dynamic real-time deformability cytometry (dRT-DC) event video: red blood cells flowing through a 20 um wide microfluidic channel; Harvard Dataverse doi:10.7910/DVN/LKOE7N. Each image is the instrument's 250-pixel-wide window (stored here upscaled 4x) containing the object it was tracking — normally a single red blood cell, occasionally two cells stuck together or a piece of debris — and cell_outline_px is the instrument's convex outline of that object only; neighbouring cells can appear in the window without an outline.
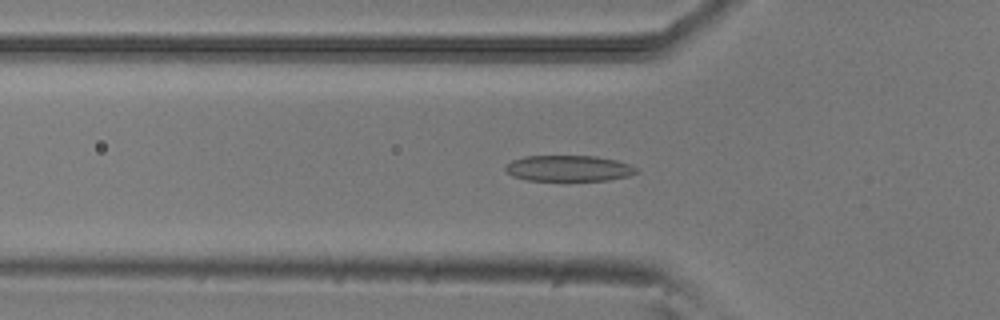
{"species": "common noctule bat (a hibernating species)", "species_latin": "Nyctalus noctula", "temperature_condition": "room temperature", "stored_images_in_passage": 52, "camera_frame_rate_fps": 3000, "um_per_image_px": 0.085, "animal": {"sex": "male", "body_mass_g": 20.5, "forearm_length_mm": 52.5}, "frame": {"image": 1, "passage_image": 17, "time_ms": 5.333, "image_size_px": [1000, 320], "cell_outline_px": [[640, 172], [628, 176], [608, 180], [528, 180], [512, 176], [504, 168], [512, 160], [524, 156], [596, 156], [616, 160], [628, 164], [636, 168]], "centroid_in_image_um": [48.35, 14.3], "position_along_channel_um": 77.5, "area_um2": 19.65}}
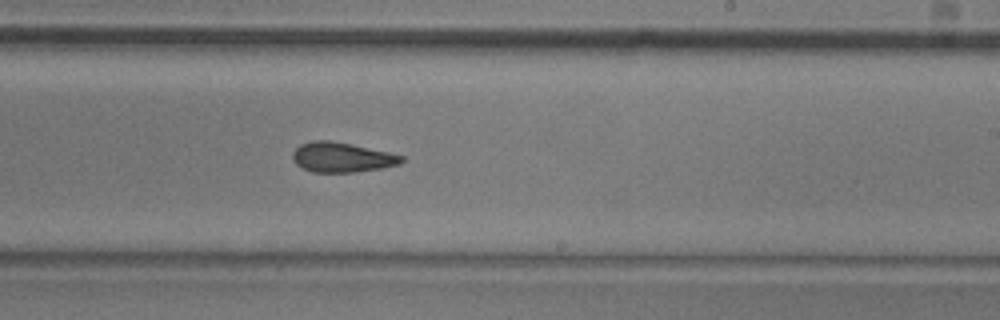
{"frame": {"image": 2, "passage_image": 31, "time_ms": 10.0, "image_size_px": [1000, 320], "cell_outline_px": [[404, 160], [400, 164], [380, 168], [356, 172], [312, 172], [296, 164], [292, 160], [292, 152], [300, 144], [312, 140], [332, 140], [352, 144], [388, 152], [404, 156]], "centroid_in_image_um": [29.04, 13.36], "position_along_channel_um": 260.0, "area_um2": 19.02}}
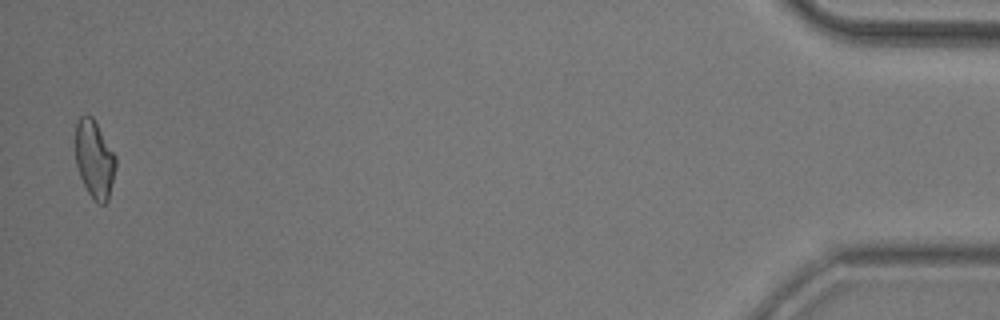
{"frame": {"image": 3, "passage_image": 51, "time_ms": 16.667, "image_size_px": [1000, 320], "cell_outline_px": [[116, 168], [108, 200], [104, 204], [96, 204], [88, 192], [80, 176], [76, 164], [76, 124], [80, 116], [92, 116], [116, 156]], "centroid_in_image_um": [8.04, 13.57], "position_along_channel_um": 427.2, "area_um2": 18.15}, "authors_computed_cell_mechanics": {"area_um2": 19.0451, "velocity_mm_per_s": 3.8889, "shape_relaxation_time_tau1_ms": null, "shape_relaxation_time_tau2_ms": 4.0084, "deformation_change_tau1": null, "deformation_change_tau2": 0.1195}}